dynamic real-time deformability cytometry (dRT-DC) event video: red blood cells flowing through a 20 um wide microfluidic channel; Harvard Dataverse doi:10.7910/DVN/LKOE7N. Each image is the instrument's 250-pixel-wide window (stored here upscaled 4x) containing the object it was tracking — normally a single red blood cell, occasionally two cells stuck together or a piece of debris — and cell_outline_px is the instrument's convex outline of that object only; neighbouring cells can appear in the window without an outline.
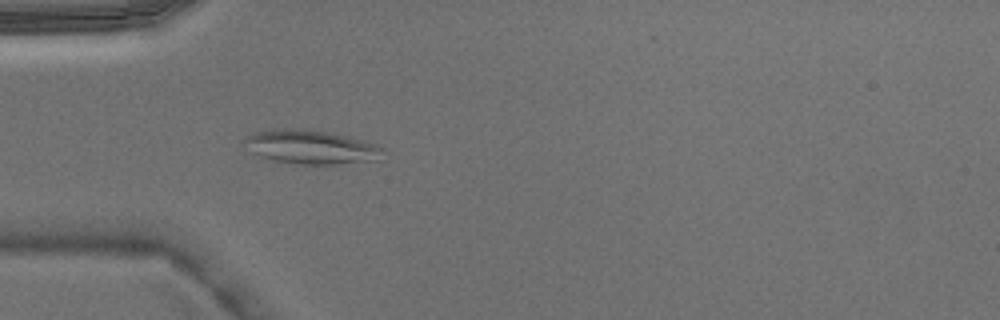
{"species": "Egyptian fruit bat (a non-hibernating species)", "species_latin": "Rousettus aegyptiacus", "temperature_condition": "warm", "stored_images_in_passage": 3, "camera_frame_rate_fps": 3000, "um_per_image_px": 0.085, "animal": {"sex": "male"}, "frame": {"image": 1, "passage_image": 3, "time_ms": 0.667, "image_size_px": [1000, 320], "cell_outline_px": [[388, 152], [380, 160], [332, 164], [300, 164], [272, 160], [260, 156], [252, 152], [244, 140], [252, 132], [276, 128], [300, 128], [328, 132], [364, 140], [376, 144], [384, 148]], "centroid_in_image_um": [26.51, 12.49], "position_along_channel_um": 58.5, "area_um2": 27.57}}